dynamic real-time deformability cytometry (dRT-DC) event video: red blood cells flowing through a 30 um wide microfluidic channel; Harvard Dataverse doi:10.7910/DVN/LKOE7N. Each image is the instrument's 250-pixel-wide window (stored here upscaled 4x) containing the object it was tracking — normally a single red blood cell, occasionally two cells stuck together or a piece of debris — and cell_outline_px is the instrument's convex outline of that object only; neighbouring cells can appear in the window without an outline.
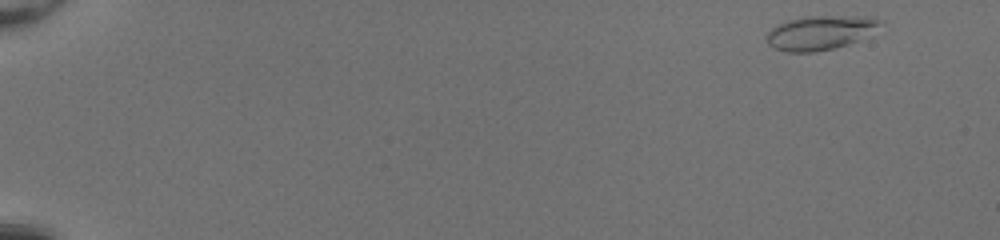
{"species": "common noctule bat (a hibernating species)", "species_latin": "Nyctalus noctula", "temperature_condition": "room temperature", "stored_images_in_passage": 49, "camera_frame_rate_fps": 3000, "um_per_image_px": 0.085, "animal": {"sex": "female", "body_mass_g": 20.0, "forearm_length_mm": 54.0}, "frame": {"image": 1, "passage_image": 2, "time_ms": 0.333, "image_size_px": [1000, 240], "cell_outline_px": [[884, 24], [856, 40], [848, 44], [832, 48], [812, 52], [784, 52], [772, 48], [768, 44], [768, 32], [776, 24], [788, 20], [804, 16], [872, 16], [884, 20]], "centroid_in_image_um": [69.71, 2.76], "position_along_channel_um": 15.3, "area_um2": 22.6}}
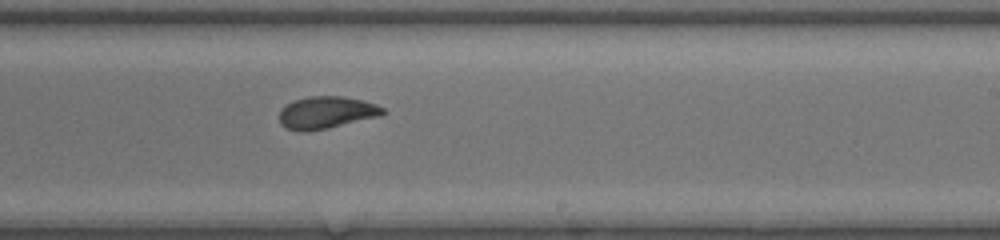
{"frame": {"image": 2, "passage_image": 32, "time_ms": 10.333, "image_size_px": [1000, 240], "cell_outline_px": [[388, 112], [380, 116], [328, 128], [308, 132], [300, 132], [284, 128], [280, 124], [280, 108], [296, 100], [308, 96], [344, 96], [364, 100], [376, 104], [384, 108]], "centroid_in_image_um": [27.75, 9.57], "position_along_channel_um": 261.2, "area_um2": 19.71}}
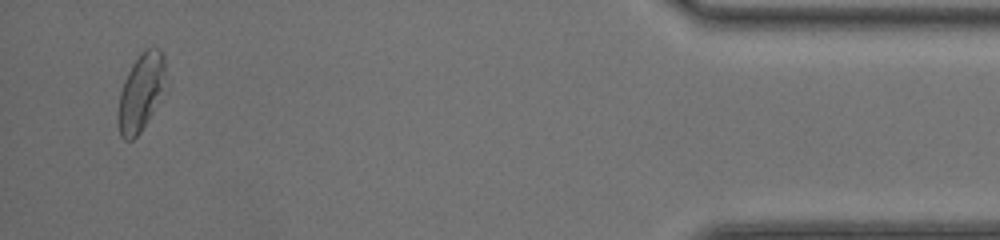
{"frame": {"image": 3, "passage_image": 48, "time_ms": 15.667, "image_size_px": [1000, 240], "cell_outline_px": [[168, 88], [140, 132], [132, 140], [124, 140], [120, 136], [116, 120], [116, 116], [120, 92], [124, 80], [132, 64], [140, 52], [144, 48], [160, 48], [164, 56]], "centroid_in_image_um": [12.01, 7.84], "position_along_channel_um": 423.2, "area_um2": 22.31}, "authors_computed_cell_mechanics": {"area_um2": 20.0566, "velocity_mm_per_s": 4.2142, "shape_relaxation_time_tau1_ms": 6.561, "shape_relaxation_time_tau2_ms": 1.0248, "deformation_change_tau1": 0.186, "deformation_change_tau2": 0.0526}}